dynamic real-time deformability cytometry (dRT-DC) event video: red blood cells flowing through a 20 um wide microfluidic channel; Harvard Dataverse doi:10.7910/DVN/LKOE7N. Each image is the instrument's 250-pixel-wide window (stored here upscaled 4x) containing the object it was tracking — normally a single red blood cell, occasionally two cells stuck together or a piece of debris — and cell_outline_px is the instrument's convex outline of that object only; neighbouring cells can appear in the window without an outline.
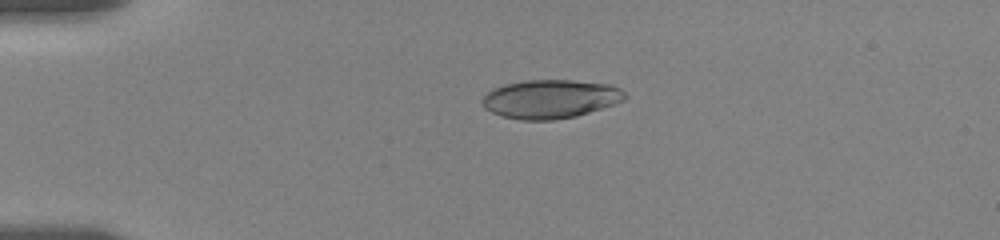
{"species": "human", "species_latin": "Homo sapiens", "temperature_condition": "room temperature", "stored_images_in_passage": 46, "camera_frame_rate_fps": 3000, "um_per_image_px": 0.085, "donor": {"sex": "female"}, "frame": {"image": 1, "passage_image": 2, "time_ms": 0.333, "image_size_px": [1000, 240], "cell_outline_px": [[628, 96], [624, 100], [576, 116], [552, 120], [520, 120], [504, 116], [492, 112], [484, 108], [484, 96], [492, 88], [504, 84], [524, 80], [572, 80], [612, 84], [620, 88]], "centroid_in_image_um": [46.79, 8.4], "position_along_channel_um": 38.2, "area_um2": 32.02}}
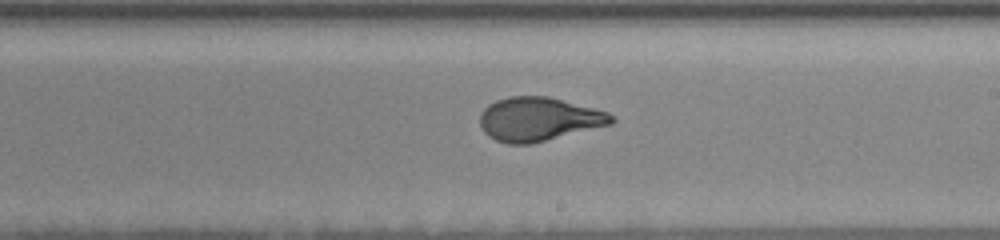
{"frame": {"image": 2, "passage_image": 23, "time_ms": 7.333, "image_size_px": [1000, 240], "cell_outline_px": [[616, 120], [612, 124], [532, 144], [508, 144], [496, 140], [488, 136], [484, 132], [480, 124], [480, 112], [488, 104], [496, 100], [508, 96], [548, 96], [608, 112]], "centroid_in_image_um": [45.77, 10.13], "position_along_channel_um": 243.2, "area_um2": 33.64}}
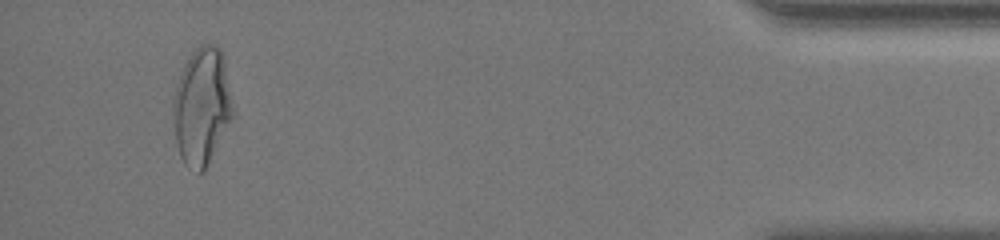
{"frame": {"image": 3, "passage_image": 43, "time_ms": 14.0, "image_size_px": [1000, 240], "cell_outline_px": [[236, 116], [204, 168], [200, 172], [188, 168], [184, 164], [180, 156], [176, 144], [172, 112], [172, 96], [176, 84], [184, 64], [188, 56], [200, 44], [216, 44], [220, 48], [224, 56]], "centroid_in_image_um": [17.17, 9.0], "position_along_channel_um": 418.0, "area_um2": 41.62}, "authors_computed_cell_mechanics": {"area_um2": 33.5818, "velocity_mm_per_s": 3.5264, "shape_relaxation_time_tau1_ms": 3.9993, "shape_relaxation_time_tau2_ms": null, "deformation_change_tau1": 0.1932, "deformation_change_tau2": null}}